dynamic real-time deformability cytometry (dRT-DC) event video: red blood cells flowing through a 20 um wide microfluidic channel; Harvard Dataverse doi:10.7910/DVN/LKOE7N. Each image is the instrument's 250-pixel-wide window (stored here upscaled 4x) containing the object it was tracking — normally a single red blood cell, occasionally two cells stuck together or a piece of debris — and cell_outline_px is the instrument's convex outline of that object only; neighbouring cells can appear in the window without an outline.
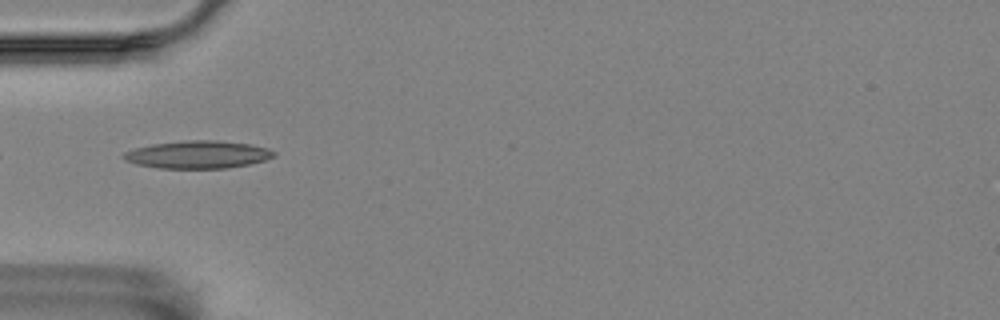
{"species": "Egyptian fruit bat (a non-hibernating species)", "species_latin": "Rousettus aegyptiacus", "temperature_condition": "room temperature", "stored_images_in_passage": 20, "camera_frame_rate_fps": 3000, "um_per_image_px": 0.085, "animal": {"sex": "female"}, "frame": {"image": 1, "passage_image": 1, "time_ms": 0.0, "image_size_px": [1000, 320], "cell_outline_px": [[276, 156], [264, 160], [248, 164], [228, 168], [160, 168], [136, 164], [124, 160], [120, 156], [124, 152], [136, 148], [152, 144], [188, 140], [216, 140], [248, 144], [268, 148], [276, 152]], "centroid_in_image_um": [16.8, 13.14], "position_along_channel_um": 68.2, "area_um2": 24.16}}